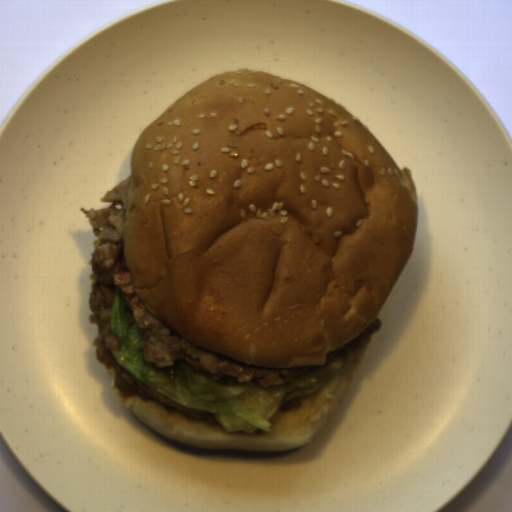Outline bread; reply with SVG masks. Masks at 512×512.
I'll use <instances>...</instances> for the list:
<instances>
[{"label": "bread", "mask_w": 512, "mask_h": 512, "mask_svg": "<svg viewBox=\"0 0 512 512\" xmlns=\"http://www.w3.org/2000/svg\"><path fill=\"white\" fill-rule=\"evenodd\" d=\"M122 247L174 332L258 368L325 365L415 246L411 169L320 91L258 69L177 98L133 146Z\"/></svg>", "instance_id": "1"}, {"label": "bread", "mask_w": 512, "mask_h": 512, "mask_svg": "<svg viewBox=\"0 0 512 512\" xmlns=\"http://www.w3.org/2000/svg\"><path fill=\"white\" fill-rule=\"evenodd\" d=\"M372 334L352 349L356 357L345 373L338 375L315 394L285 402L268 419L269 431L256 430L228 432L224 428L192 420L177 413L176 409L146 401L138 395L123 397L115 386V376L110 383L119 400L142 423L183 446L205 450H242L277 452L295 450L319 438L340 410L347 397L366 352Z\"/></svg>", "instance_id": "2"}]
</instances>
